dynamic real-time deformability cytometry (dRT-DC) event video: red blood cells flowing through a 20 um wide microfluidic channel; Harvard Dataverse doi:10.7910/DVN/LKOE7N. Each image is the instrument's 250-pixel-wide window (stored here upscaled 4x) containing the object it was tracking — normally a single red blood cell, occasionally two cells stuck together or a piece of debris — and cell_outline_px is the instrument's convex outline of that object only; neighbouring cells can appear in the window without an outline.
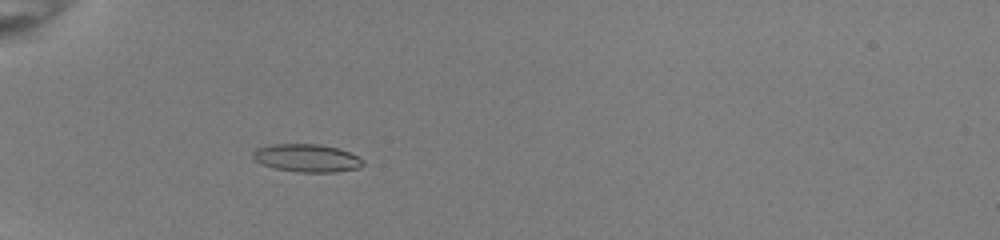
{"species": "common noctule bat (a hibernating species)", "species_latin": "Nyctalus noctula", "temperature_condition": "room temperature", "stored_images_in_passage": 47, "camera_frame_rate_fps": 3000, "um_per_image_px": 0.085, "animal": {"sex": "female", "body_mass_g": 22.0, "forearm_length_mm": 56.7}, "frame": {"image": 1, "passage_image": 13, "time_ms": 4.0, "image_size_px": [1000, 240], "cell_outline_px": [[364, 164], [356, 168], [336, 172], [300, 172], [276, 168], [260, 164], [252, 156], [252, 152], [256, 148], [272, 144], [320, 144], [336, 148], [348, 152], [364, 160]], "centroid_in_image_um": [26.05, 13.43], "position_along_channel_um": 59.0, "area_um2": 17.74}}
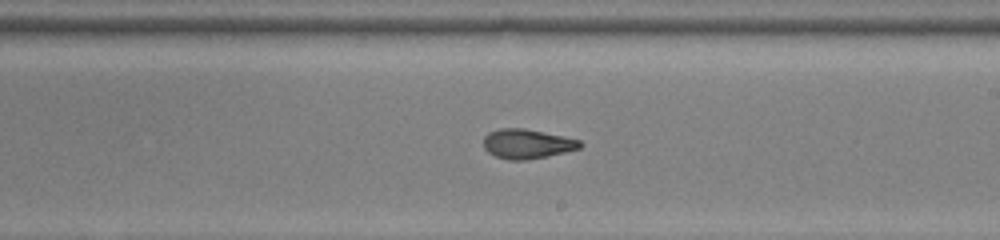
{"frame": {"image": 2, "passage_image": 28, "time_ms": 9.0, "image_size_px": [1000, 240], "cell_outline_px": [[580, 148], [564, 152], [524, 160], [508, 160], [496, 156], [488, 152], [484, 148], [484, 136], [488, 132], [500, 128], [524, 128], [564, 136], [580, 140]], "centroid_in_image_um": [44.76, 12.21], "position_along_channel_um": 244.2, "area_um2": 16.42}}
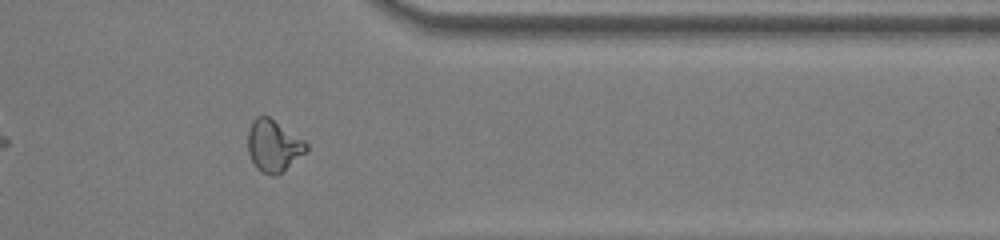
{"frame": {"image": 3, "passage_image": 39, "time_ms": 12.667, "image_size_px": [1000, 240], "cell_outline_px": [[308, 148], [304, 152], [276, 176], [272, 176], [260, 172], [256, 168], [248, 152], [248, 128], [252, 120], [256, 116], [268, 116], [304, 140], [308, 144]], "centroid_in_image_um": [23.2, 12.38], "position_along_channel_um": 388.2, "area_um2": 17.4}, "authors_computed_cell_mechanics": {"area_um2": 16.9932, "velocity_mm_per_s": 4.021, "shape_relaxation_time_tau1_ms": null, "shape_relaxation_time_tau2_ms": 2.3723, "deformation_change_tau1": null, "deformation_change_tau2": 0.0895}}